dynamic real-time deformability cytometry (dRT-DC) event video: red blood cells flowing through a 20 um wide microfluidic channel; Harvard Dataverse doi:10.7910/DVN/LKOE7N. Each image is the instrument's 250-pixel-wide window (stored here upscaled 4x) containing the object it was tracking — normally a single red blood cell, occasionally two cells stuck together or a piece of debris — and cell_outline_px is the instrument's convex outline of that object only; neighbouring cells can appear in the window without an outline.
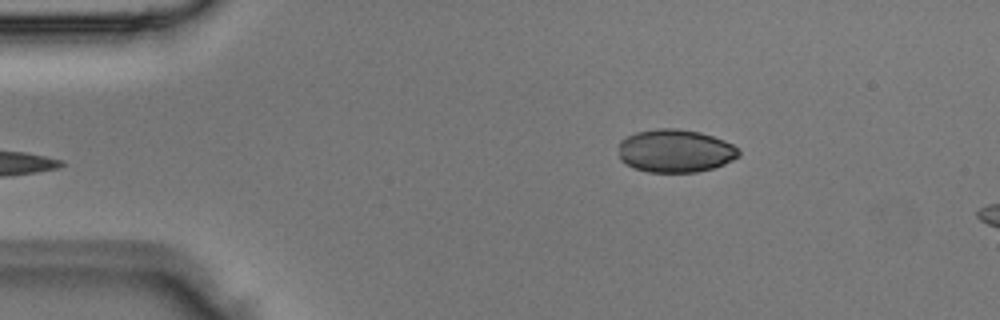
{"species": "Egyptian fruit bat (a non-hibernating species)", "species_latin": "Rousettus aegyptiacus", "temperature_condition": "room temperature", "stored_images_in_passage": 3, "camera_frame_rate_fps": 3000, "um_per_image_px": 0.085, "animal": {"sex": "male"}, "frame": {"image": 1, "passage_image": 3, "time_ms": 0.667, "image_size_px": [1000, 320], "cell_outline_px": [[740, 156], [724, 164], [712, 168], [696, 172], [648, 172], [632, 168], [624, 164], [620, 160], [620, 140], [636, 132], [656, 128], [680, 128], [700, 132], [724, 140], [732, 144], [740, 152]], "centroid_in_image_um": [57.38, 12.82], "position_along_channel_um": 27.6, "area_um2": 30.29}}